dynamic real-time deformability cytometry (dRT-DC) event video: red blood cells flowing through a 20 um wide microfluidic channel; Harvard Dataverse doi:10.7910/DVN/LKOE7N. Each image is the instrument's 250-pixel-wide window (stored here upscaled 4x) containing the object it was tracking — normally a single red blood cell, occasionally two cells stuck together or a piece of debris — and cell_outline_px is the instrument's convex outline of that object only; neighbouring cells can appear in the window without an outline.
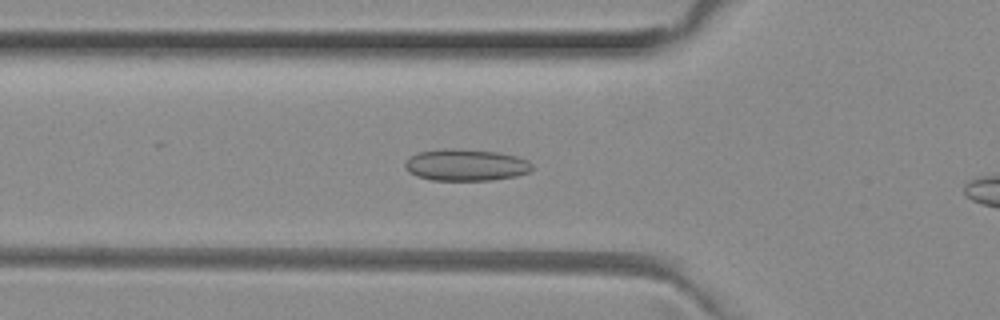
{"species": "common noctule bat (a hibernating species)", "species_latin": "Nyctalus noctula", "temperature_condition": "room temperature", "stored_images_in_passage": 37, "camera_frame_rate_fps": 3000, "um_per_image_px": 0.085, "animal": {"sex": "female", "body_mass_g": 29.2, "forearm_length_mm": 56.3}, "frame": {"image": 1, "passage_image": 11, "time_ms": 3.333, "image_size_px": [1000, 320], "cell_outline_px": [[536, 168], [528, 172], [516, 176], [492, 180], [432, 180], [416, 176], [408, 172], [404, 168], [404, 164], [412, 156], [420, 152], [444, 148], [456, 148], [496, 152], [516, 156], [528, 160]], "centroid_in_image_um": [39.62, 14.03], "position_along_channel_um": 86.2, "area_um2": 23.58}}
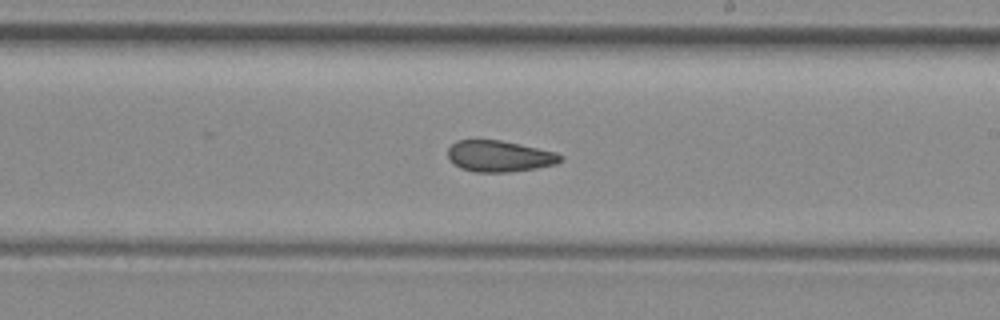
{"frame": {"image": 2, "passage_image": 23, "time_ms": 7.333, "image_size_px": [1000, 320], "cell_outline_px": [[564, 160], [556, 164], [536, 168], [508, 172], [476, 172], [460, 168], [448, 156], [448, 148], [456, 140], [500, 140], [520, 144], [556, 152], [564, 156]], "centroid_in_image_um": [42.49, 13.27], "position_along_channel_um": 246.5, "area_um2": 20.46}}
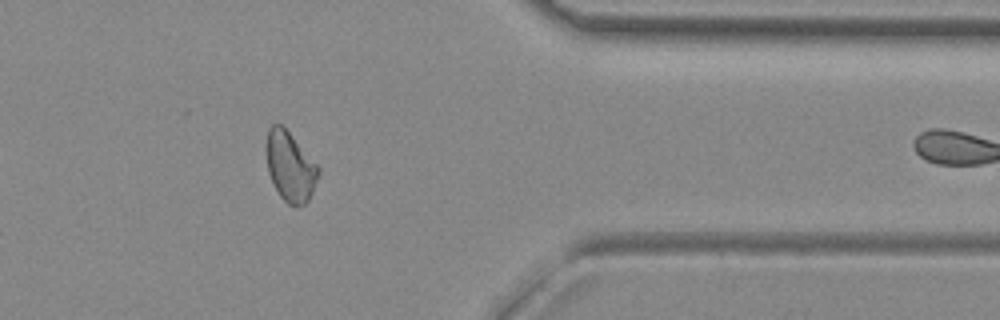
{"frame": {"image": 3, "passage_image": 35, "time_ms": 11.333, "image_size_px": [1000, 320], "cell_outline_px": [[320, 172], [312, 192], [308, 200], [304, 204], [296, 208], [288, 204], [280, 196], [268, 172], [264, 148], [264, 144], [268, 128], [272, 124], [280, 124], [292, 136], [320, 168]], "centroid_in_image_um": [24.63, 14.15], "position_along_channel_um": 386.8, "area_um2": 21.21}}